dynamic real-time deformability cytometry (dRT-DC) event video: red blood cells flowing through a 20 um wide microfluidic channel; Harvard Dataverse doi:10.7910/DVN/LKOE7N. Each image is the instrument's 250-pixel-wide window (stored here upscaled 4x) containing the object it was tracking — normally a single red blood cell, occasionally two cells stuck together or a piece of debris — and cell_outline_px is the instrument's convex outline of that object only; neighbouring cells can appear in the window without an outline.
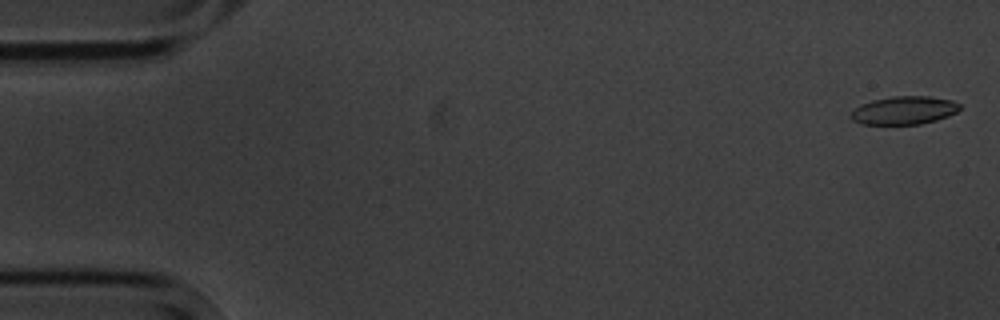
{"species": "common noctule bat (a hibernating species)", "species_latin": "Nyctalus noctula", "temperature_condition": "cold", "stored_images_in_passage": 6, "camera_frame_rate_fps": 3000, "um_per_image_px": 0.085, "animal": {"sex": "male", "body_mass_g": 20.1, "forearm_length_mm": 53.5}, "frame": {"image": 1, "passage_image": 1, "time_ms": 0.0, "image_size_px": [1000, 320], "cell_outline_px": [[960, 108], [956, 112], [948, 116], [936, 120], [920, 124], [860, 124], [852, 120], [848, 116], [860, 104], [872, 100], [892, 96], [928, 96], [952, 100], [960, 104]], "centroid_in_image_um": [76.82, 9.38], "position_along_channel_um": 8.2, "area_um2": 17.92}}
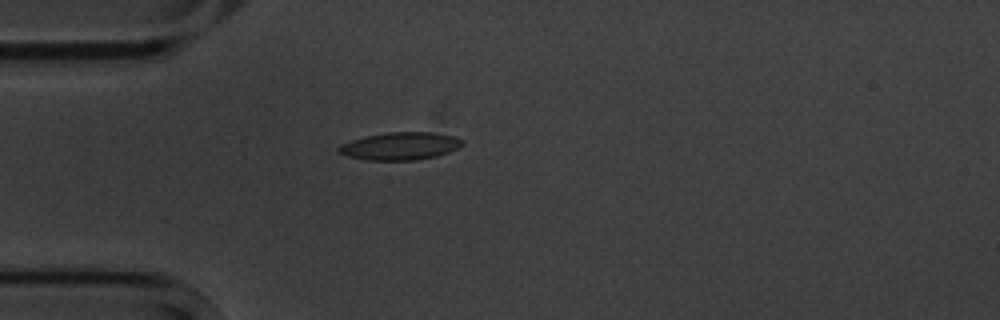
{"frame": {"image": 2, "passage_image": 5, "time_ms": 4.667, "image_size_px": [1000, 320], "cell_outline_px": [[464, 144], [460, 148], [436, 156], [416, 160], [368, 160], [348, 156], [340, 152], [336, 148], [340, 144], [364, 136], [388, 132], [432, 132], [456, 136], [464, 140]], "centroid_in_image_um": [34.06, 12.41], "position_along_channel_um": 50.9, "area_um2": 20.06}}